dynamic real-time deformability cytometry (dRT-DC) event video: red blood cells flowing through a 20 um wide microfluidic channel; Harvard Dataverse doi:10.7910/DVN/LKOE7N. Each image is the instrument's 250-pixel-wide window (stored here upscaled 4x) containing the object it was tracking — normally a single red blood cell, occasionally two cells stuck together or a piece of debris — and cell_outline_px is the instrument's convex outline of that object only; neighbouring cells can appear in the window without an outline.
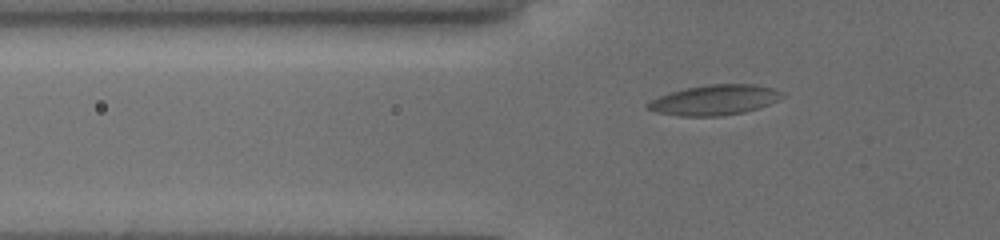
{"species": "common noctule bat (a hibernating species)", "species_latin": "Nyctalus noctula", "temperature_condition": "cold", "stored_images_in_passage": 73, "camera_frame_rate_fps": 3000, "um_per_image_px": 0.085, "animal": {"sex": "female", "body_mass_g": 19.5, "forearm_length_mm": 54.1}, "frame": {"image": 1, "passage_image": 9, "time_ms": 2.0, "image_size_px": [1000, 240], "cell_outline_px": [[784, 96], [768, 104], [744, 112], [720, 116], [680, 116], [656, 112], [648, 108], [644, 104], [660, 96], [684, 88], [712, 84], [756, 84], [772, 88], [784, 92]], "centroid_in_image_um": [60.74, 8.49], "position_along_channel_um": 65.1, "area_um2": 23.41}}
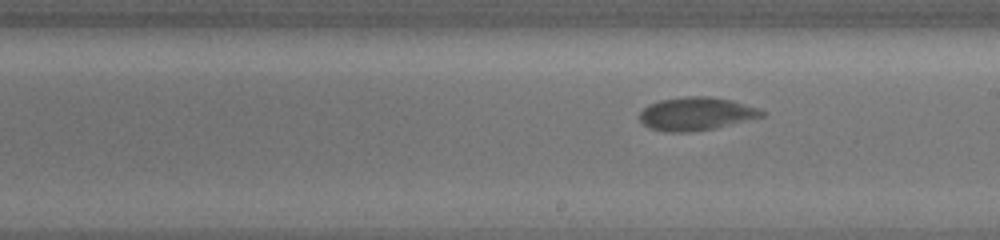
{"frame": {"image": 2, "passage_image": 32, "time_ms": 6.667, "image_size_px": [1000, 240], "cell_outline_px": [[764, 116], [712, 128], [688, 132], [664, 132], [648, 128], [640, 120], [640, 112], [648, 104], [660, 100], [688, 96], [708, 96], [732, 100], [756, 108], [764, 112]], "centroid_in_image_um": [59.11, 9.67], "position_along_channel_um": 229.9, "area_um2": 23.29}}
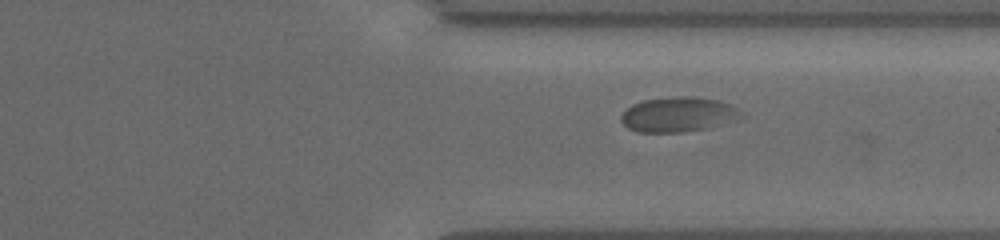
{"frame": {"image": 3, "passage_image": 50, "time_ms": 10.0, "image_size_px": [1000, 240], "cell_outline_px": [[744, 112], [708, 128], [684, 132], [636, 132], [628, 128], [620, 120], [620, 116], [632, 104], [644, 100], [672, 96], [692, 96], [720, 100]], "centroid_in_image_um": [57.54, 9.71], "position_along_channel_um": 353.9, "area_um2": 23.93}, "authors_computed_cell_mechanics": {"area_um2": 23.2934, "velocity_mm_per_s": 3.714, "shape_relaxation_time_tau1_ms": 3.8276, "shape_relaxation_time_tau2_ms": null, "deformation_change_tau1": 0.1051, "deformation_change_tau2": null}}